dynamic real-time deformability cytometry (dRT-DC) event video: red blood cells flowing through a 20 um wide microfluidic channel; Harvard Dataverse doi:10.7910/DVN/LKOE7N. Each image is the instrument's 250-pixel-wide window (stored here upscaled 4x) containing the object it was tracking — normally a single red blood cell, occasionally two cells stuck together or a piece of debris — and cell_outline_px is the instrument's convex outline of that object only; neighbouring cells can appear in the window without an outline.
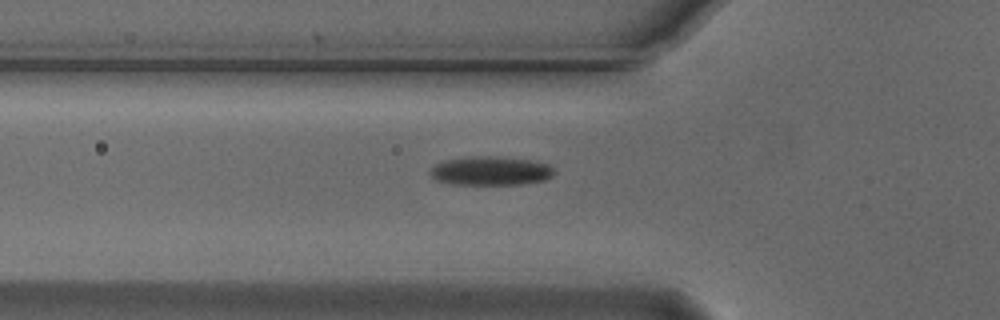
{"species": "Egyptian fruit bat (a non-hibernating species)", "species_latin": "Rousettus aegyptiacus", "temperature_condition": "cold", "stored_images_in_passage": 37, "camera_frame_rate_fps": 3000, "um_per_image_px": 0.085, "animal": {"sex": "male"}, "frame": {"image": 1, "passage_image": 3, "time_ms": 0.667, "image_size_px": [1000, 320], "cell_outline_px": [[556, 172], [552, 176], [544, 180], [520, 184], [452, 184], [436, 180], [432, 176], [432, 168], [436, 164], [444, 160], [472, 156], [488, 156], [528, 160], [548, 164]], "centroid_in_image_um": [41.71, 14.52], "position_along_channel_um": 84.1, "area_um2": 20.52}}
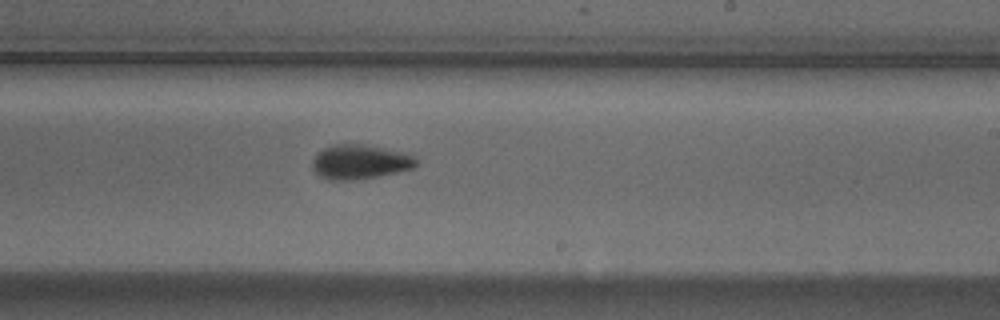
{"frame": {"image": 2, "passage_image": 17, "time_ms": 5.333, "image_size_px": [1000, 320], "cell_outline_px": [[416, 168], [376, 176], [352, 180], [328, 180], [320, 176], [312, 168], [312, 160], [324, 148], [336, 144], [364, 144], [404, 152], [416, 156]], "centroid_in_image_um": [30.61, 13.76], "position_along_channel_um": 258.4, "area_um2": 20.75}}
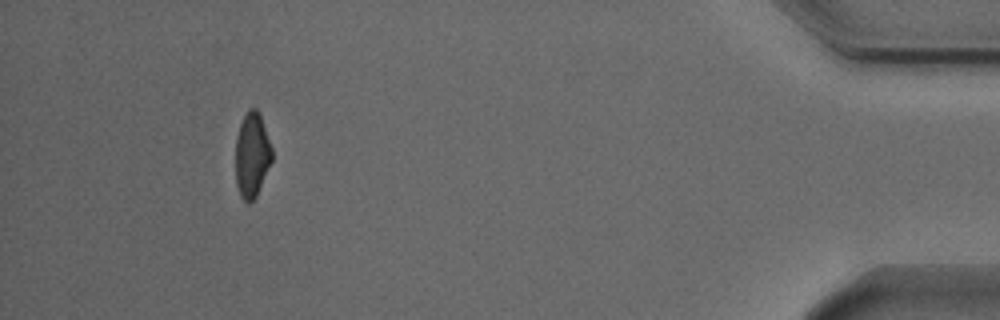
{"frame": {"image": 3, "passage_image": 35, "time_ms": 11.333, "image_size_px": [1000, 320], "cell_outline_px": [[272, 160], [256, 196], [248, 204], [240, 196], [236, 184], [236, 136], [240, 124], [248, 108], [256, 108], [260, 112], [272, 148]], "centroid_in_image_um": [21.42, 13.14], "position_along_channel_um": 413.8, "area_um2": 18.03}, "authors_computed_cell_mechanics": {"area_um2": 20.0566, "velocity_mm_per_s": 3.7314, "shape_relaxation_time_tau1_ms": 4.562, "shape_relaxation_time_tau2_ms": null, "deformation_change_tau1": 0.1448, "deformation_change_tau2": null}}